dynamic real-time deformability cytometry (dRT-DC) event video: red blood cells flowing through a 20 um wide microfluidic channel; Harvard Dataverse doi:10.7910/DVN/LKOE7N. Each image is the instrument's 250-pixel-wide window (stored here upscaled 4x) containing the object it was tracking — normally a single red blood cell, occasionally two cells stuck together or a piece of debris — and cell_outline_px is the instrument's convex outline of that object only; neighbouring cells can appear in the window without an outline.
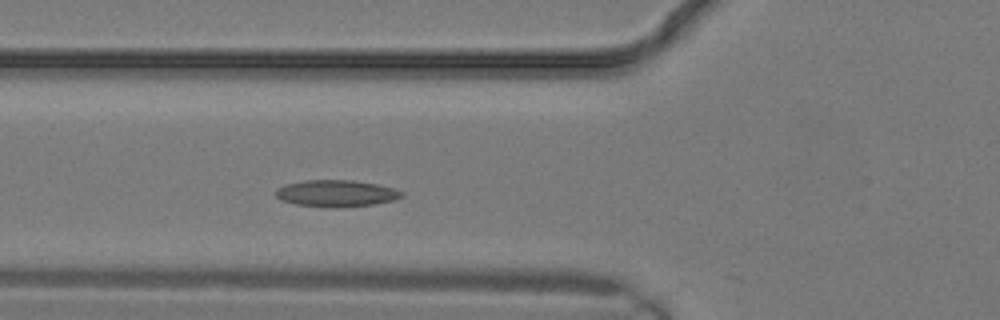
{"species": "common noctule bat (a hibernating species)", "species_latin": "Nyctalus noctula", "temperature_condition": "warm", "stored_images_in_passage": 5, "camera_frame_rate_fps": 3000, "um_per_image_px": 0.085, "animal": {"sex": "male", "body_mass_g": 19.2, "forearm_length_mm": 51.8}, "frame": {"image": 1, "passage_image": 5, "time_ms": 1.333, "image_size_px": [1000, 320], "cell_outline_px": [[404, 196], [392, 200], [372, 204], [296, 204], [280, 200], [276, 196], [276, 188], [284, 184], [304, 180], [352, 180], [376, 184], [392, 188], [404, 192]], "centroid_in_image_um": [28.55, 16.37], "position_along_channel_um": 97.3, "area_um2": 18.44}}